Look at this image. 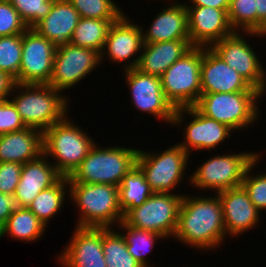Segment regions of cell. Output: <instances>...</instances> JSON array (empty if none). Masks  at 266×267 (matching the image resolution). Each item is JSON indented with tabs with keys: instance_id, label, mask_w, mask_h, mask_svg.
Returning <instances> with one entry per match:
<instances>
[{
	"instance_id": "6da1fadb",
	"label": "cell",
	"mask_w": 266,
	"mask_h": 267,
	"mask_svg": "<svg viewBox=\"0 0 266 267\" xmlns=\"http://www.w3.org/2000/svg\"><path fill=\"white\" fill-rule=\"evenodd\" d=\"M173 238L197 250L213 252L220 247L226 240V231L218 194L191 196L185 193Z\"/></svg>"
},
{
	"instance_id": "7a4b0ae2",
	"label": "cell",
	"mask_w": 266,
	"mask_h": 267,
	"mask_svg": "<svg viewBox=\"0 0 266 267\" xmlns=\"http://www.w3.org/2000/svg\"><path fill=\"white\" fill-rule=\"evenodd\" d=\"M60 92L49 84L16 83L10 100L26 127L44 132L69 115V98Z\"/></svg>"
},
{
	"instance_id": "3957f363",
	"label": "cell",
	"mask_w": 266,
	"mask_h": 267,
	"mask_svg": "<svg viewBox=\"0 0 266 267\" xmlns=\"http://www.w3.org/2000/svg\"><path fill=\"white\" fill-rule=\"evenodd\" d=\"M69 199L79 209L77 227L113 228L123 221L119 189L114 185L69 183Z\"/></svg>"
},
{
	"instance_id": "277c9868",
	"label": "cell",
	"mask_w": 266,
	"mask_h": 267,
	"mask_svg": "<svg viewBox=\"0 0 266 267\" xmlns=\"http://www.w3.org/2000/svg\"><path fill=\"white\" fill-rule=\"evenodd\" d=\"M68 118L69 115L43 132V153L54 160L52 164L62 177H70L96 144Z\"/></svg>"
},
{
	"instance_id": "5b68a950",
	"label": "cell",
	"mask_w": 266,
	"mask_h": 267,
	"mask_svg": "<svg viewBox=\"0 0 266 267\" xmlns=\"http://www.w3.org/2000/svg\"><path fill=\"white\" fill-rule=\"evenodd\" d=\"M138 149L119 146L99 147L98 142L68 177L69 183L110 184L118 187L136 165Z\"/></svg>"
},
{
	"instance_id": "8992f818",
	"label": "cell",
	"mask_w": 266,
	"mask_h": 267,
	"mask_svg": "<svg viewBox=\"0 0 266 267\" xmlns=\"http://www.w3.org/2000/svg\"><path fill=\"white\" fill-rule=\"evenodd\" d=\"M261 97H264L261 92L206 93L200 96L195 107L236 132L259 120L262 110L257 103L260 104Z\"/></svg>"
},
{
	"instance_id": "52a82bcc",
	"label": "cell",
	"mask_w": 266,
	"mask_h": 267,
	"mask_svg": "<svg viewBox=\"0 0 266 267\" xmlns=\"http://www.w3.org/2000/svg\"><path fill=\"white\" fill-rule=\"evenodd\" d=\"M203 47L193 46L160 77L166 99L175 109L195 106L202 95Z\"/></svg>"
},
{
	"instance_id": "ba28073f",
	"label": "cell",
	"mask_w": 266,
	"mask_h": 267,
	"mask_svg": "<svg viewBox=\"0 0 266 267\" xmlns=\"http://www.w3.org/2000/svg\"><path fill=\"white\" fill-rule=\"evenodd\" d=\"M260 154L253 151L216 154L196 168L189 182L199 190H213L214 194L241 186L247 169Z\"/></svg>"
},
{
	"instance_id": "9c48e42d",
	"label": "cell",
	"mask_w": 266,
	"mask_h": 267,
	"mask_svg": "<svg viewBox=\"0 0 266 267\" xmlns=\"http://www.w3.org/2000/svg\"><path fill=\"white\" fill-rule=\"evenodd\" d=\"M189 158L190 155L176 143L160 153L139 149L136 164L153 193H173L185 177Z\"/></svg>"
},
{
	"instance_id": "30bf717a",
	"label": "cell",
	"mask_w": 266,
	"mask_h": 267,
	"mask_svg": "<svg viewBox=\"0 0 266 267\" xmlns=\"http://www.w3.org/2000/svg\"><path fill=\"white\" fill-rule=\"evenodd\" d=\"M244 33L249 37H266V35L257 32L240 33L239 31H235L233 34L214 43L210 48L221 57L229 67L236 70L253 88L257 89L265 96L266 70L263 68L264 65H262L259 59L260 56L256 54L254 47H251Z\"/></svg>"
},
{
	"instance_id": "8fae6325",
	"label": "cell",
	"mask_w": 266,
	"mask_h": 267,
	"mask_svg": "<svg viewBox=\"0 0 266 267\" xmlns=\"http://www.w3.org/2000/svg\"><path fill=\"white\" fill-rule=\"evenodd\" d=\"M184 194L153 193L141 206L131 209L123 222L131 227L173 238Z\"/></svg>"
},
{
	"instance_id": "7c38bea8",
	"label": "cell",
	"mask_w": 266,
	"mask_h": 267,
	"mask_svg": "<svg viewBox=\"0 0 266 267\" xmlns=\"http://www.w3.org/2000/svg\"><path fill=\"white\" fill-rule=\"evenodd\" d=\"M191 116L189 122L183 117ZM186 122L183 132V141L178 145L183 148L189 155L191 151L196 150H216L217 146L227 139L232 137L233 130L227 125L220 123L212 118L202 114L195 106L178 108L175 110L172 124L181 126Z\"/></svg>"
},
{
	"instance_id": "4fadbf2b",
	"label": "cell",
	"mask_w": 266,
	"mask_h": 267,
	"mask_svg": "<svg viewBox=\"0 0 266 267\" xmlns=\"http://www.w3.org/2000/svg\"><path fill=\"white\" fill-rule=\"evenodd\" d=\"M101 64L98 51L72 45L57 46L53 60V73L48 83L55 89L66 91L86 78Z\"/></svg>"
},
{
	"instance_id": "5bb4252c",
	"label": "cell",
	"mask_w": 266,
	"mask_h": 267,
	"mask_svg": "<svg viewBox=\"0 0 266 267\" xmlns=\"http://www.w3.org/2000/svg\"><path fill=\"white\" fill-rule=\"evenodd\" d=\"M57 46L28 28L22 34V57L19 84H48L53 73Z\"/></svg>"
},
{
	"instance_id": "9a60e30c",
	"label": "cell",
	"mask_w": 266,
	"mask_h": 267,
	"mask_svg": "<svg viewBox=\"0 0 266 267\" xmlns=\"http://www.w3.org/2000/svg\"><path fill=\"white\" fill-rule=\"evenodd\" d=\"M124 74L134 109L172 125L176 109L164 95L161 78L144 74L136 68L124 70Z\"/></svg>"
},
{
	"instance_id": "2e32d148",
	"label": "cell",
	"mask_w": 266,
	"mask_h": 267,
	"mask_svg": "<svg viewBox=\"0 0 266 267\" xmlns=\"http://www.w3.org/2000/svg\"><path fill=\"white\" fill-rule=\"evenodd\" d=\"M133 22L124 13L111 24L101 52V63L107 55L106 60L109 59L110 62L125 63V66H122L124 70L137 67L140 58L138 53H141L143 46V36L142 26ZM132 57L134 60H131Z\"/></svg>"
},
{
	"instance_id": "e0dca14e",
	"label": "cell",
	"mask_w": 266,
	"mask_h": 267,
	"mask_svg": "<svg viewBox=\"0 0 266 267\" xmlns=\"http://www.w3.org/2000/svg\"><path fill=\"white\" fill-rule=\"evenodd\" d=\"M186 9L192 46L211 47L235 32L229 23L228 9L207 6H186Z\"/></svg>"
},
{
	"instance_id": "ac0fdd59",
	"label": "cell",
	"mask_w": 266,
	"mask_h": 267,
	"mask_svg": "<svg viewBox=\"0 0 266 267\" xmlns=\"http://www.w3.org/2000/svg\"><path fill=\"white\" fill-rule=\"evenodd\" d=\"M57 260L63 267H107L103 254V228L77 227Z\"/></svg>"
},
{
	"instance_id": "d6986e66",
	"label": "cell",
	"mask_w": 266,
	"mask_h": 267,
	"mask_svg": "<svg viewBox=\"0 0 266 267\" xmlns=\"http://www.w3.org/2000/svg\"><path fill=\"white\" fill-rule=\"evenodd\" d=\"M200 76L202 94L260 92L229 67L210 47H203Z\"/></svg>"
},
{
	"instance_id": "ffe728a7",
	"label": "cell",
	"mask_w": 266,
	"mask_h": 267,
	"mask_svg": "<svg viewBox=\"0 0 266 267\" xmlns=\"http://www.w3.org/2000/svg\"><path fill=\"white\" fill-rule=\"evenodd\" d=\"M224 218L226 235L233 238L257 227L260 221V211L249 199L244 187L238 186L217 193Z\"/></svg>"
},
{
	"instance_id": "44dd1931",
	"label": "cell",
	"mask_w": 266,
	"mask_h": 267,
	"mask_svg": "<svg viewBox=\"0 0 266 267\" xmlns=\"http://www.w3.org/2000/svg\"><path fill=\"white\" fill-rule=\"evenodd\" d=\"M49 160L51 159L43 153L37 159L23 164L20 180L13 195L18 207L28 208L38 193L54 185L62 177Z\"/></svg>"
},
{
	"instance_id": "7402d4cb",
	"label": "cell",
	"mask_w": 266,
	"mask_h": 267,
	"mask_svg": "<svg viewBox=\"0 0 266 267\" xmlns=\"http://www.w3.org/2000/svg\"><path fill=\"white\" fill-rule=\"evenodd\" d=\"M169 2L155 16L147 31L142 28L143 43L189 39L188 14L185 3Z\"/></svg>"
},
{
	"instance_id": "603a6c76",
	"label": "cell",
	"mask_w": 266,
	"mask_h": 267,
	"mask_svg": "<svg viewBox=\"0 0 266 267\" xmlns=\"http://www.w3.org/2000/svg\"><path fill=\"white\" fill-rule=\"evenodd\" d=\"M192 47L189 39L143 43L136 69L144 74L161 77L175 61Z\"/></svg>"
},
{
	"instance_id": "cb8c5ba5",
	"label": "cell",
	"mask_w": 266,
	"mask_h": 267,
	"mask_svg": "<svg viewBox=\"0 0 266 267\" xmlns=\"http://www.w3.org/2000/svg\"><path fill=\"white\" fill-rule=\"evenodd\" d=\"M80 18L69 0H55L50 12L33 29L59 46L70 42Z\"/></svg>"
},
{
	"instance_id": "d4e9b609",
	"label": "cell",
	"mask_w": 266,
	"mask_h": 267,
	"mask_svg": "<svg viewBox=\"0 0 266 267\" xmlns=\"http://www.w3.org/2000/svg\"><path fill=\"white\" fill-rule=\"evenodd\" d=\"M43 154V132L26 127L0 135V162L25 164Z\"/></svg>"
},
{
	"instance_id": "484cf974",
	"label": "cell",
	"mask_w": 266,
	"mask_h": 267,
	"mask_svg": "<svg viewBox=\"0 0 266 267\" xmlns=\"http://www.w3.org/2000/svg\"><path fill=\"white\" fill-rule=\"evenodd\" d=\"M66 196L69 197L68 177H61L54 185L38 193L28 209L48 227L50 220L62 210Z\"/></svg>"
},
{
	"instance_id": "4316f807",
	"label": "cell",
	"mask_w": 266,
	"mask_h": 267,
	"mask_svg": "<svg viewBox=\"0 0 266 267\" xmlns=\"http://www.w3.org/2000/svg\"><path fill=\"white\" fill-rule=\"evenodd\" d=\"M119 189V205L125 216L131 209L141 206L152 194L149 183L136 164L123 177Z\"/></svg>"
},
{
	"instance_id": "83f0119b",
	"label": "cell",
	"mask_w": 266,
	"mask_h": 267,
	"mask_svg": "<svg viewBox=\"0 0 266 267\" xmlns=\"http://www.w3.org/2000/svg\"><path fill=\"white\" fill-rule=\"evenodd\" d=\"M46 228L28 208L18 207L3 225V236L31 243L40 240Z\"/></svg>"
},
{
	"instance_id": "f1b7e54d",
	"label": "cell",
	"mask_w": 266,
	"mask_h": 267,
	"mask_svg": "<svg viewBox=\"0 0 266 267\" xmlns=\"http://www.w3.org/2000/svg\"><path fill=\"white\" fill-rule=\"evenodd\" d=\"M111 24L108 19L80 18L69 43L101 54Z\"/></svg>"
},
{
	"instance_id": "f546056e",
	"label": "cell",
	"mask_w": 266,
	"mask_h": 267,
	"mask_svg": "<svg viewBox=\"0 0 266 267\" xmlns=\"http://www.w3.org/2000/svg\"><path fill=\"white\" fill-rule=\"evenodd\" d=\"M117 226L122 229L121 232L126 242L128 252L132 257L139 262L143 267H150L148 263L147 254L151 253L154 248V243L160 239L164 240L165 237L143 229L134 228L126 225L121 221ZM126 232V233H125Z\"/></svg>"
},
{
	"instance_id": "4dcf8cb0",
	"label": "cell",
	"mask_w": 266,
	"mask_h": 267,
	"mask_svg": "<svg viewBox=\"0 0 266 267\" xmlns=\"http://www.w3.org/2000/svg\"><path fill=\"white\" fill-rule=\"evenodd\" d=\"M115 228H103V254L107 267H143L128 252L124 237Z\"/></svg>"
},
{
	"instance_id": "1f68e13d",
	"label": "cell",
	"mask_w": 266,
	"mask_h": 267,
	"mask_svg": "<svg viewBox=\"0 0 266 267\" xmlns=\"http://www.w3.org/2000/svg\"><path fill=\"white\" fill-rule=\"evenodd\" d=\"M81 18L108 19L117 21L122 11L115 0H69Z\"/></svg>"
},
{
	"instance_id": "d6a6232c",
	"label": "cell",
	"mask_w": 266,
	"mask_h": 267,
	"mask_svg": "<svg viewBox=\"0 0 266 267\" xmlns=\"http://www.w3.org/2000/svg\"><path fill=\"white\" fill-rule=\"evenodd\" d=\"M227 12L234 31L257 32L255 0H230Z\"/></svg>"
},
{
	"instance_id": "836d02e7",
	"label": "cell",
	"mask_w": 266,
	"mask_h": 267,
	"mask_svg": "<svg viewBox=\"0 0 266 267\" xmlns=\"http://www.w3.org/2000/svg\"><path fill=\"white\" fill-rule=\"evenodd\" d=\"M22 57V34L0 37V70L15 78L19 83Z\"/></svg>"
},
{
	"instance_id": "e575fe53",
	"label": "cell",
	"mask_w": 266,
	"mask_h": 267,
	"mask_svg": "<svg viewBox=\"0 0 266 267\" xmlns=\"http://www.w3.org/2000/svg\"><path fill=\"white\" fill-rule=\"evenodd\" d=\"M260 158L259 156L247 169L242 186L247 191L254 206L261 212L266 210V172L252 173V169L254 170V167L259 164Z\"/></svg>"
},
{
	"instance_id": "d590c367",
	"label": "cell",
	"mask_w": 266,
	"mask_h": 267,
	"mask_svg": "<svg viewBox=\"0 0 266 267\" xmlns=\"http://www.w3.org/2000/svg\"><path fill=\"white\" fill-rule=\"evenodd\" d=\"M26 23L33 28L50 12L55 0H8Z\"/></svg>"
},
{
	"instance_id": "8d00e7d4",
	"label": "cell",
	"mask_w": 266,
	"mask_h": 267,
	"mask_svg": "<svg viewBox=\"0 0 266 267\" xmlns=\"http://www.w3.org/2000/svg\"><path fill=\"white\" fill-rule=\"evenodd\" d=\"M26 23L8 0H0V37L23 34Z\"/></svg>"
},
{
	"instance_id": "74e56055",
	"label": "cell",
	"mask_w": 266,
	"mask_h": 267,
	"mask_svg": "<svg viewBox=\"0 0 266 267\" xmlns=\"http://www.w3.org/2000/svg\"><path fill=\"white\" fill-rule=\"evenodd\" d=\"M25 128L13 102L10 99L0 101V135L21 131Z\"/></svg>"
},
{
	"instance_id": "f35d334b",
	"label": "cell",
	"mask_w": 266,
	"mask_h": 267,
	"mask_svg": "<svg viewBox=\"0 0 266 267\" xmlns=\"http://www.w3.org/2000/svg\"><path fill=\"white\" fill-rule=\"evenodd\" d=\"M23 165L16 162H0V192L14 195Z\"/></svg>"
},
{
	"instance_id": "ab89813d",
	"label": "cell",
	"mask_w": 266,
	"mask_h": 267,
	"mask_svg": "<svg viewBox=\"0 0 266 267\" xmlns=\"http://www.w3.org/2000/svg\"><path fill=\"white\" fill-rule=\"evenodd\" d=\"M17 208L18 204L13 195L0 192V224L4 225L12 212Z\"/></svg>"
},
{
	"instance_id": "60d3db41",
	"label": "cell",
	"mask_w": 266,
	"mask_h": 267,
	"mask_svg": "<svg viewBox=\"0 0 266 267\" xmlns=\"http://www.w3.org/2000/svg\"><path fill=\"white\" fill-rule=\"evenodd\" d=\"M15 85V78L7 72L0 70V101H5L11 98Z\"/></svg>"
},
{
	"instance_id": "b9f144b4",
	"label": "cell",
	"mask_w": 266,
	"mask_h": 267,
	"mask_svg": "<svg viewBox=\"0 0 266 267\" xmlns=\"http://www.w3.org/2000/svg\"><path fill=\"white\" fill-rule=\"evenodd\" d=\"M257 11V33L266 35V0H255Z\"/></svg>"
},
{
	"instance_id": "7bdbcfd3",
	"label": "cell",
	"mask_w": 266,
	"mask_h": 267,
	"mask_svg": "<svg viewBox=\"0 0 266 267\" xmlns=\"http://www.w3.org/2000/svg\"><path fill=\"white\" fill-rule=\"evenodd\" d=\"M189 5L185 6H207L214 7L217 9H228L230 5V0H188Z\"/></svg>"
},
{
	"instance_id": "ee69618b",
	"label": "cell",
	"mask_w": 266,
	"mask_h": 267,
	"mask_svg": "<svg viewBox=\"0 0 266 267\" xmlns=\"http://www.w3.org/2000/svg\"><path fill=\"white\" fill-rule=\"evenodd\" d=\"M3 237V225L0 224V238Z\"/></svg>"
}]
</instances>
